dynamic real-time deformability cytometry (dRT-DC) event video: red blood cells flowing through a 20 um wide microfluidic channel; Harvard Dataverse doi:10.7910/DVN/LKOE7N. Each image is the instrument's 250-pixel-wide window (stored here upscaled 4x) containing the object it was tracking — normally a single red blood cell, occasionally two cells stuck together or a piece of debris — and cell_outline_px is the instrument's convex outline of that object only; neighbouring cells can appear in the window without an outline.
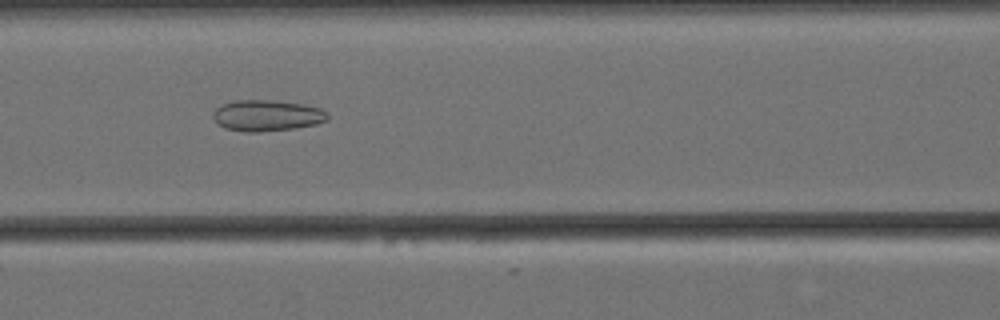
{"species": "Egyptian fruit bat (a non-hibernating species)", "species_latin": "Rousettus aegyptiacus", "temperature_condition": "cold", "stored_images_in_passage": 58, "camera_frame_rate_fps": 3000, "um_per_image_px": 0.085, "animal": {"sex": "female"}, "frame": {"image": 1, "passage_image": 23, "time_ms": 7.333, "image_size_px": [1000, 320], "cell_outline_px": [[328, 120], [316, 124], [296, 128], [260, 132], [244, 132], [224, 128], [212, 116], [212, 112], [216, 108], [224, 104], [236, 100], [272, 100], [304, 104], [320, 108], [328, 112]], "centroid_in_image_um": [22.71, 9.82], "position_along_channel_um": 143.9, "area_um2": 20.87}}
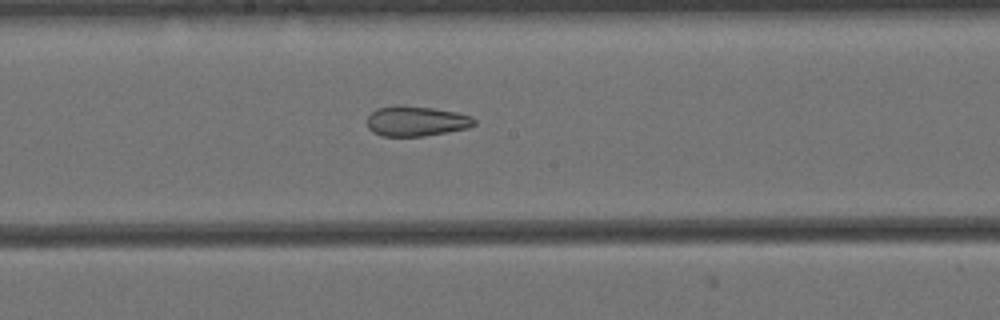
{"frame": {"image": 2, "passage_image": 29, "time_ms": 9.333, "image_size_px": [1000, 320], "cell_outline_px": [[476, 124], [468, 128], [424, 136], [380, 136], [372, 132], [368, 128], [368, 116], [376, 108], [396, 104], [400, 104], [432, 108], [456, 112], [472, 116], [476, 120]], "centroid_in_image_um": [35.36, 10.28], "position_along_channel_um": 212.8, "area_um2": 19.02}}
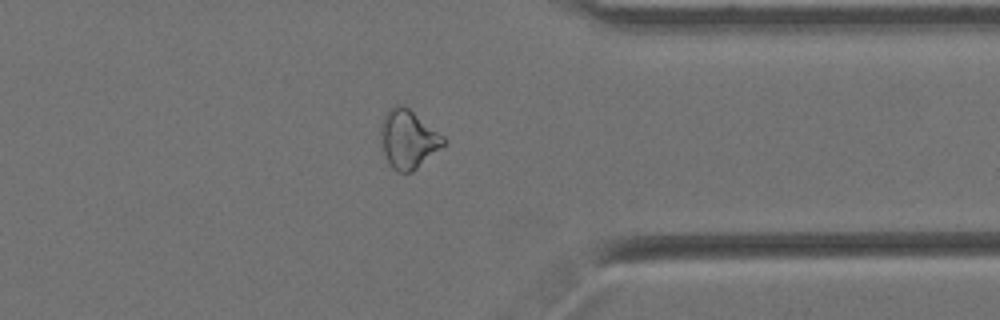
{"frame": {"image": 3, "passage_image": 44, "time_ms": 14.333, "image_size_px": [1000, 320], "cell_outline_px": [[448, 140], [444, 144], [412, 172], [396, 172], [388, 164], [384, 152], [380, 132], [380, 124], [388, 108], [396, 104], [400, 104], [408, 108], [444, 136]], "centroid_in_image_um": [34.67, 11.82], "position_along_channel_um": 376.7, "area_um2": 21.21}, "authors_computed_cell_mechanics": {"area_um2": 22.6576, "velocity_mm_per_s": 3.4538, "shape_relaxation_time_tau1_ms": null, "shape_relaxation_time_tau2_ms": 4.8098, "deformation_change_tau1": null, "deformation_change_tau2": 0.1366}}